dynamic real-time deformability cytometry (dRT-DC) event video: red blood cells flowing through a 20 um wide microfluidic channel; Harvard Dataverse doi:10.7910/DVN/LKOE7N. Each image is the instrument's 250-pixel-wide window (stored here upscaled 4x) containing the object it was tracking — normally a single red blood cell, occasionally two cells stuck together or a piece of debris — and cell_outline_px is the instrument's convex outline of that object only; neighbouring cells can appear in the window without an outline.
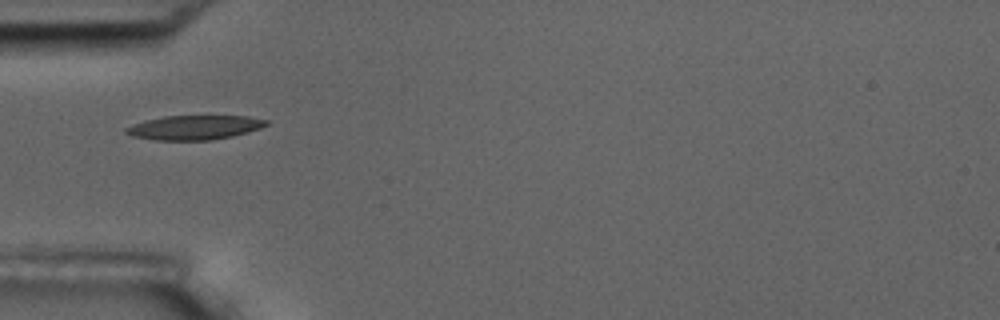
{"species": "common noctule bat (a hibernating species)", "species_latin": "Nyctalus noctula", "temperature_condition": "room temperature", "stored_images_in_passage": 11, "camera_frame_rate_fps": 3000, "um_per_image_px": 0.085, "animal": {"sex": "male", "body_mass_g": 17.5, "forearm_length_mm": 52.3}, "frame": {"image": 1, "passage_image": 1, "time_ms": 0.0, "image_size_px": [1000, 320], "cell_outline_px": [[268, 124], [260, 128], [248, 132], [232, 136], [212, 140], [156, 140], [132, 136], [124, 132], [124, 128], [144, 120], [164, 116], [248, 116], [268, 120]], "centroid_in_image_um": [16.51, 10.83], "position_along_channel_um": 68.5, "area_um2": 19.88}}
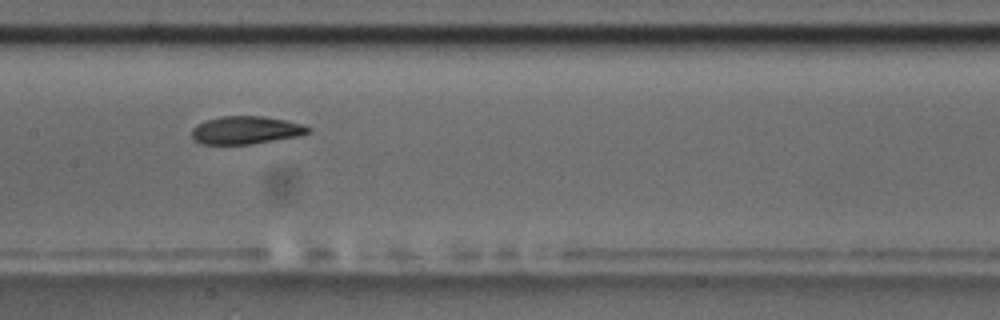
{"frame": {"image": 2, "passage_image": 4, "time_ms": 3.333, "image_size_px": [1000, 320], "cell_outline_px": [[312, 132], [300, 136], [252, 144], [200, 144], [192, 136], [192, 128], [196, 124], [204, 120], [220, 116], [264, 116], [284, 120], [300, 124], [312, 128]], "centroid_in_image_um": [20.9, 11.06], "position_along_channel_um": 186.5, "area_um2": 19.07}}
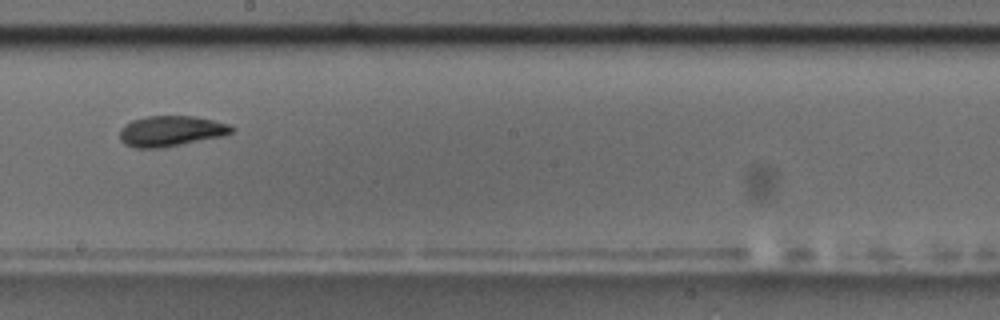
{"frame": {"image": 3, "passage_image": 5, "time_ms": 4.667, "image_size_px": [1000, 320], "cell_outline_px": [[236, 128], [232, 132], [220, 136], [164, 148], [136, 148], [124, 144], [120, 140], [120, 128], [124, 124], [132, 120], [144, 116], [196, 116], [228, 124]], "centroid_in_image_um": [14.48, 11.14], "position_along_channel_um": 233.7, "area_um2": 20.0}, "authors_computed_cell_mechanics": {"area_um2": 19.8832, "velocity_mm_per_s": 3.5537, "shape_relaxation_time_tau1_ms": 7.9312, "shape_relaxation_time_tau2_ms": 2.3543, "deformation_change_tau1": 0.1769, "deformation_change_tau2": 0.0758}}